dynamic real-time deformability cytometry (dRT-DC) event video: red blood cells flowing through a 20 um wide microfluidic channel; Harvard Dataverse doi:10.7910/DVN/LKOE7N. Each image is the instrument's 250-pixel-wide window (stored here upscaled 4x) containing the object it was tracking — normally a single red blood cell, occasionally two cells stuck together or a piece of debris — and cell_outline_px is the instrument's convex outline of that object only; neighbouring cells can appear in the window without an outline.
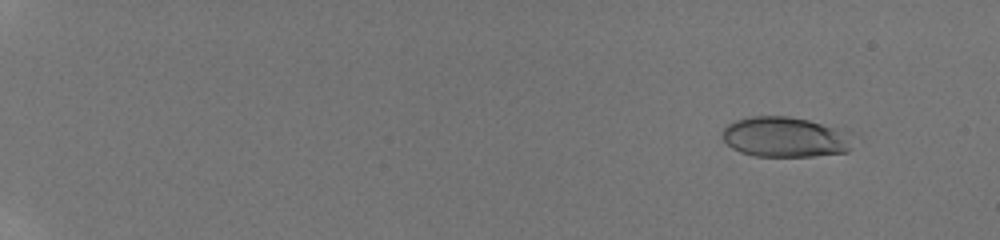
{"species": "human", "species_latin": "Homo sapiens", "temperature_condition": "room temperature", "stored_images_in_passage": 14, "camera_frame_rate_fps": 3000, "um_per_image_px": 0.085, "donor": {"sex": "male"}, "frame": {"image": 1, "passage_image": 4, "time_ms": 2.0, "image_size_px": [1000, 240], "cell_outline_px": [[848, 152], [812, 156], [756, 156], [740, 152], [732, 148], [724, 140], [724, 128], [728, 124], [736, 120], [748, 116], [788, 116], [848, 128]], "centroid_in_image_um": [66.74, 11.63], "position_along_channel_um": 18.3, "area_um2": 30.63}}